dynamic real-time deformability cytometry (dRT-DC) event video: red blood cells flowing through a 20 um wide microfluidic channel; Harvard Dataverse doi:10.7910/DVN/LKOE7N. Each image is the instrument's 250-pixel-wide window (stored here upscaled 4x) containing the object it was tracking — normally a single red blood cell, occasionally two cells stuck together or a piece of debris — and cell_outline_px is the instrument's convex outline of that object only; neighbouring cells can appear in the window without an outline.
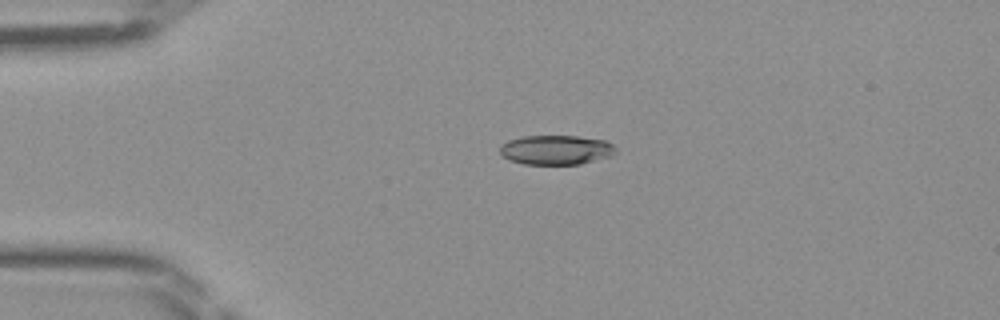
{"species": "Egyptian fruit bat (a non-hibernating species)", "species_latin": "Rousettus aegyptiacus", "temperature_condition": "room temperature", "stored_images_in_passage": 38, "camera_frame_rate_fps": 3000, "um_per_image_px": 0.085, "frame": {"image": 1, "passage_image": 2, "time_ms": 0.333, "image_size_px": [1000, 320], "cell_outline_px": [[616, 152], [612, 156], [580, 164], [524, 164], [508, 160], [500, 152], [500, 144], [508, 140], [520, 136], [576, 136], [604, 140], [612, 144], [616, 148]], "centroid_in_image_um": [47.25, 12.74], "position_along_channel_um": 37.8, "area_um2": 20.0}}
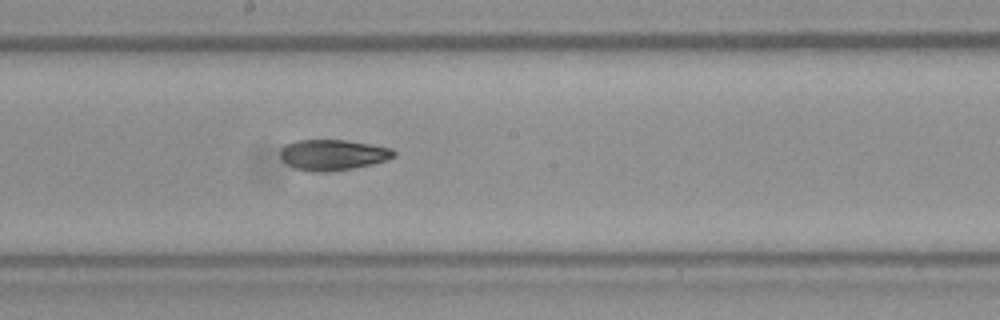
{"frame": {"image": 2, "passage_image": 17, "time_ms": 5.333, "image_size_px": [1000, 320], "cell_outline_px": [[396, 156], [388, 160], [372, 164], [352, 168], [324, 172], [312, 172], [296, 168], [288, 164], [280, 156], [280, 148], [284, 144], [296, 140], [348, 140], [372, 144], [392, 148], [396, 152]], "centroid_in_image_um": [28.31, 13.15], "position_along_channel_um": 219.9, "area_um2": 20.46}}
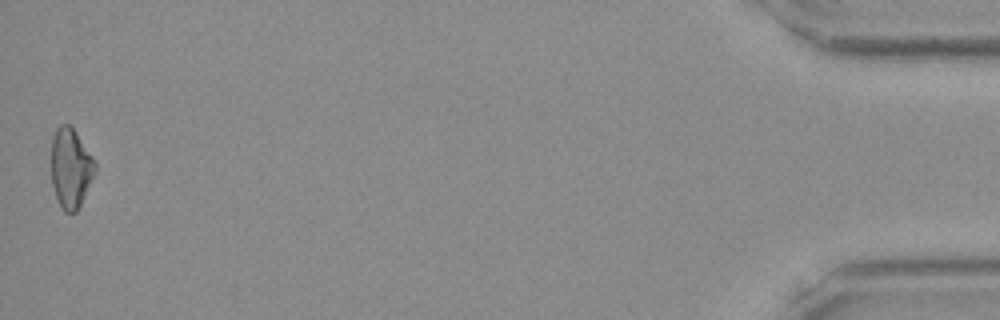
{"frame": {"image": 3, "passage_image": 38, "time_ms": 12.333, "image_size_px": [1000, 320], "cell_outline_px": [[96, 172], [76, 212], [64, 212], [60, 208], [56, 200], [52, 184], [52, 136], [56, 128], [60, 124], [68, 124], [76, 132], [92, 156], [96, 164]], "centroid_in_image_um": [6.0, 14.3], "position_along_channel_um": 429.2, "area_um2": 20.35}}